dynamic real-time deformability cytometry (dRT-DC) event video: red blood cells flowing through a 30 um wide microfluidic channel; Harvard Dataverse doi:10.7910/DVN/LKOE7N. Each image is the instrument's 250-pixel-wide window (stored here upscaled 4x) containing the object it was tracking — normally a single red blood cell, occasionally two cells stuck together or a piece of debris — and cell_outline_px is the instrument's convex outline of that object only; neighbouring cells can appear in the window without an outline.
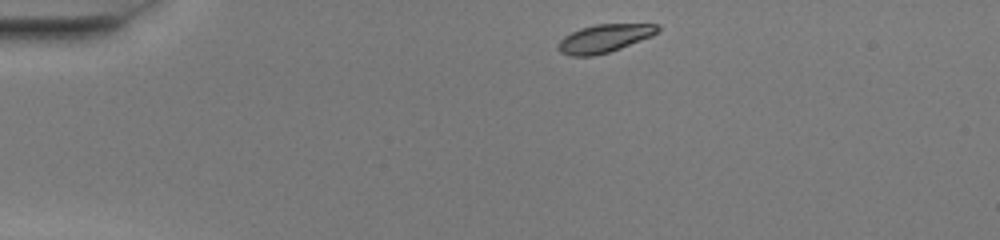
{"species": "common noctule bat (a hibernating species)", "species_latin": "Nyctalus noctula", "temperature_condition": "warm", "stored_images_in_passage": 42, "camera_frame_rate_fps": 3000, "um_per_image_px": 0.085, "animal": {"sex": "female", "body_mass_g": 20.0, "forearm_length_mm": 54.0}, "frame": {"image": 1, "passage_image": 1, "time_ms": 0.0, "image_size_px": [1000, 240], "cell_outline_px": [[660, 32], [652, 36], [620, 48], [608, 52], [592, 56], [572, 56], [560, 52], [556, 48], [556, 44], [564, 36], [580, 28], [596, 24], [656, 24], [660, 28]], "centroid_in_image_um": [51.35, 3.26], "position_along_channel_um": 33.7, "area_um2": 16.3}}
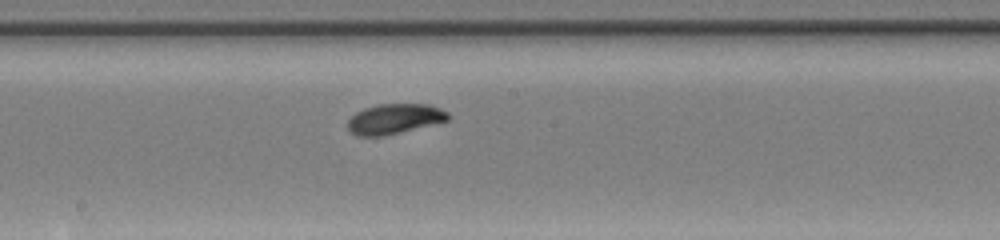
{"frame": {"image": 2, "passage_image": 19, "time_ms": 6.0, "image_size_px": [1000, 240], "cell_outline_px": [[452, 116], [448, 120], [384, 136], [356, 136], [348, 128], [348, 120], [356, 112], [364, 108], [376, 104], [428, 104], [440, 108], [448, 112]], "centroid_in_image_um": [33.53, 10.09], "position_along_channel_um": 214.7, "area_um2": 17.57}}
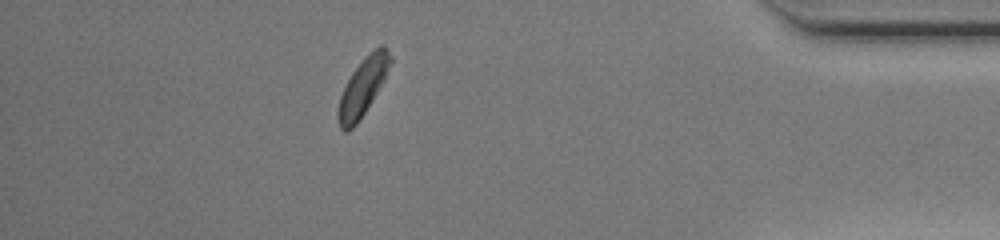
{"frame": {"image": 3, "passage_image": 36, "time_ms": 11.667, "image_size_px": [1000, 240], "cell_outline_px": [[392, 60], [384, 80], [364, 112], [356, 124], [348, 132], [344, 132], [340, 128], [336, 116], [336, 112], [340, 96], [352, 72], [380, 44], [384, 44], [392, 56]], "centroid_in_image_um": [30.82, 7.43], "position_along_channel_um": 404.4, "area_um2": 17.05}, "authors_computed_cell_mechanics": {"area_um2": 17.1955, "velocity_mm_per_s": 4.0382, "shape_relaxation_time_tau1_ms": 2.3009, "shape_relaxation_time_tau2_ms": null, "deformation_change_tau1": 0.1248, "deformation_change_tau2": null}}